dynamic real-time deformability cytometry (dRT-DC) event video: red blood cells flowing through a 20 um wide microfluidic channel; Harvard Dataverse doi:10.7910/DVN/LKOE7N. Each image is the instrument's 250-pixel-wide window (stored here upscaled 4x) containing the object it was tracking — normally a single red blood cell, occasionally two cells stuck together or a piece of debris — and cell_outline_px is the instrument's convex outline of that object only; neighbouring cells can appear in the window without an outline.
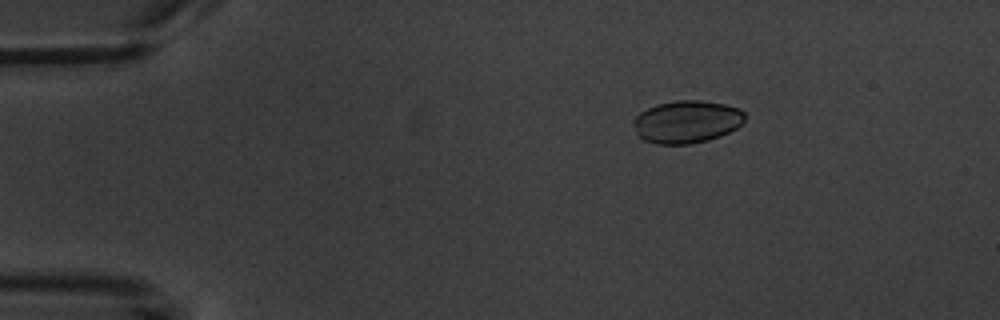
{"species": "common noctule bat (a hibernating species)", "species_latin": "Nyctalus noctula", "temperature_condition": "warm", "stored_images_in_passage": 4, "camera_frame_rate_fps": 3000, "um_per_image_px": 0.085, "animal": {"sex": "male", "body_mass_g": 20.1, "forearm_length_mm": 53.5}, "frame": {"image": 1, "passage_image": 1, "time_ms": 0.0, "image_size_px": [1000, 320], "cell_outline_px": [[744, 120], [736, 128], [720, 136], [708, 140], [688, 144], [656, 144], [644, 140], [636, 132], [636, 116], [640, 112], [648, 108], [660, 104], [676, 100], [700, 100], [724, 104], [740, 108], [744, 112]], "centroid_in_image_um": [58.4, 10.35], "position_along_channel_um": 26.6, "area_um2": 27.28}}